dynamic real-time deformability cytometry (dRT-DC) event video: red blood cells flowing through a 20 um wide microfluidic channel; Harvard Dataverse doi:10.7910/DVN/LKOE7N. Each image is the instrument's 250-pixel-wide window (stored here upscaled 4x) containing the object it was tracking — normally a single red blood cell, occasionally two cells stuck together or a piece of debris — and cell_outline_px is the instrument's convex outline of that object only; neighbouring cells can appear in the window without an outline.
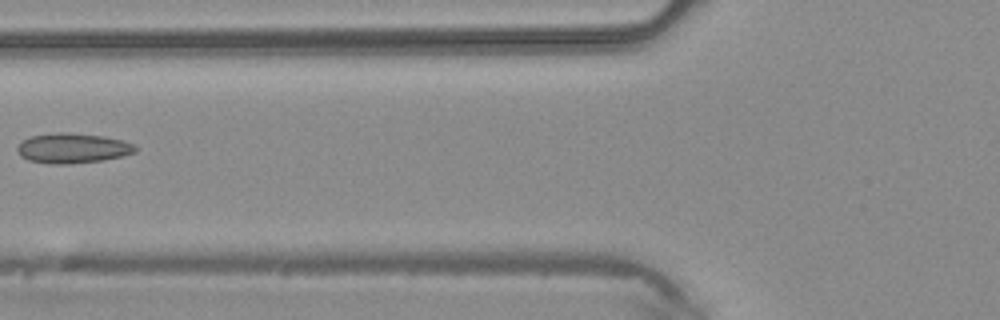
{"species": "common noctule bat (a hibernating species)", "species_latin": "Nyctalus noctula", "temperature_condition": "warm", "stored_images_in_passage": 5, "camera_frame_rate_fps": 3000, "um_per_image_px": 0.085, "animal": {"sex": "male", "body_mass_g": 20.4}, "frame": {"image": 1, "passage_image": 5, "time_ms": 1.333, "image_size_px": [1000, 320], "cell_outline_px": [[136, 152], [104, 160], [68, 164], [56, 164], [28, 160], [20, 156], [16, 148], [24, 140], [32, 136], [60, 132], [64, 132], [104, 136], [124, 140], [136, 144]], "centroid_in_image_um": [6.21, 12.59], "position_along_channel_um": 119.6, "area_um2": 20.52}}